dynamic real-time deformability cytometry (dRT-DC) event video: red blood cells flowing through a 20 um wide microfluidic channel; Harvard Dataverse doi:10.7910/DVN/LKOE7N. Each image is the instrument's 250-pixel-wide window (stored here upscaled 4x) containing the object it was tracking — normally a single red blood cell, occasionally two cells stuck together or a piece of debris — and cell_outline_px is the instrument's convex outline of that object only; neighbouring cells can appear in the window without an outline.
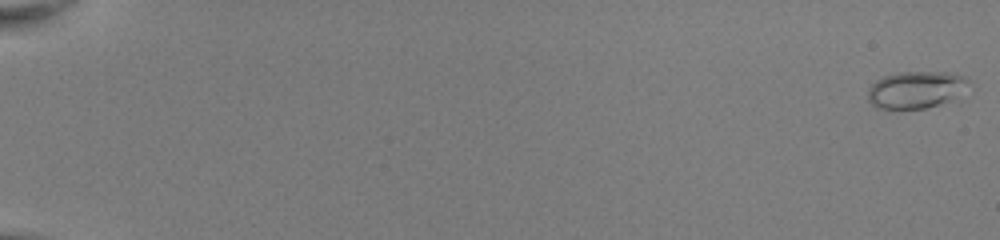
{"species": "common noctule bat (a hibernating species)", "species_latin": "Nyctalus noctula", "temperature_condition": "room temperature", "stored_images_in_passage": 16, "camera_frame_rate_fps": 3000, "um_per_image_px": 0.085, "animal": {"sex": "female", "body_mass_g": 22.0, "forearm_length_mm": 56.7}, "frame": {"image": 1, "passage_image": 1, "time_ms": 0.0, "image_size_px": [1000, 240], "cell_outline_px": [[968, 84], [956, 100], [924, 108], [876, 108], [868, 100], [868, 88], [876, 80], [884, 76], [900, 72], [948, 72], [964, 76], [968, 80]], "centroid_in_image_um": [77.86, 7.62], "position_along_channel_um": 7.1, "area_um2": 21.79}}
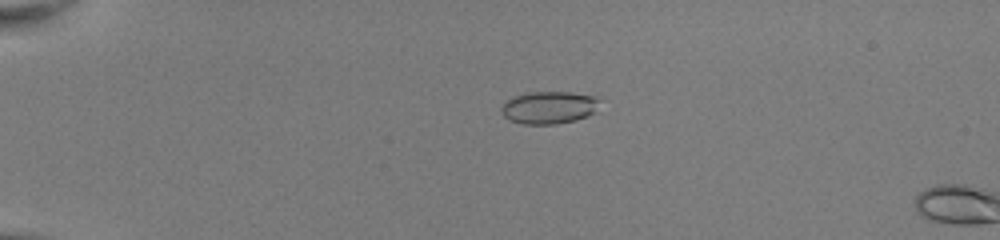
{"frame": {"image": 2, "passage_image": 14, "time_ms": 4.333, "image_size_px": [1000, 240], "cell_outline_px": [[604, 100], [596, 112], [588, 116], [576, 120], [556, 124], [524, 124], [508, 120], [500, 112], [500, 108], [512, 96], [524, 92], [568, 92], [600, 96]], "centroid_in_image_um": [46.73, 9.13], "position_along_channel_um": 38.3, "area_um2": 19.25}}